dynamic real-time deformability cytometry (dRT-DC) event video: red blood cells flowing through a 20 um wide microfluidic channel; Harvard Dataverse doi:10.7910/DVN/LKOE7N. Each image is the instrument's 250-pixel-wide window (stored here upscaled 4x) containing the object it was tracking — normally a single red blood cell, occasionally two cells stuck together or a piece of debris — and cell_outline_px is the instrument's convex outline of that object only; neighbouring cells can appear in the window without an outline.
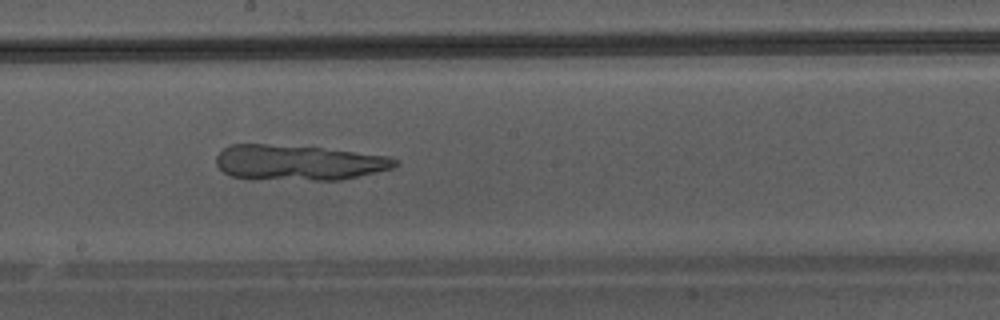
{"species": "Egyptian fruit bat (a non-hibernating species)", "species_latin": "Rousettus aegyptiacus", "temperature_condition": "warm", "stored_images_in_passage": 47, "camera_frame_rate_fps": 3000, "um_per_image_px": 0.085, "animal": {"sex": "male"}, "frame": {"image": 1, "passage_image": 27, "time_ms": 8.667, "image_size_px": [1000, 320], "cell_outline_px": [[400, 164], [392, 168], [340, 180], [312, 180], [232, 176], [224, 172], [216, 164], [216, 156], [224, 148], [232, 144], [268, 144], [320, 148], [388, 156], [396, 160]], "centroid_in_image_um": [25.38, 13.81], "position_along_channel_um": 222.8, "area_um2": 36.01}}